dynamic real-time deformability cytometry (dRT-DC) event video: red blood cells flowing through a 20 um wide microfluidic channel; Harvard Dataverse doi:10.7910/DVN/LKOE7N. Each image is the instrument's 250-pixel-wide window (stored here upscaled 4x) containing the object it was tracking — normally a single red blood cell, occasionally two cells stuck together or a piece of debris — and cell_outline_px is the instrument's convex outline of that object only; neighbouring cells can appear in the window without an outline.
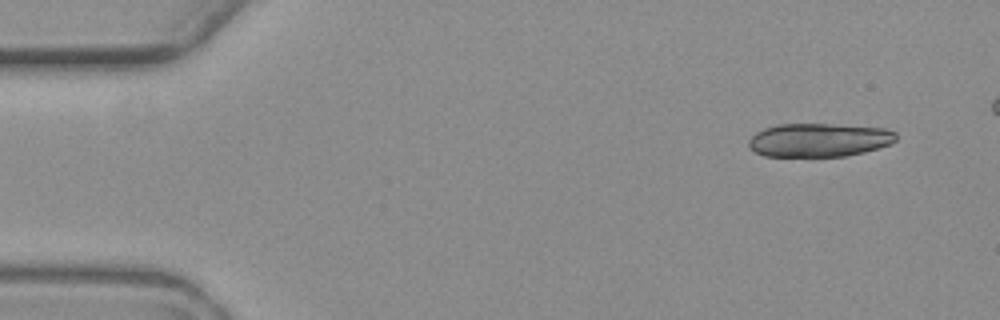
{"species": "common noctule bat (a hibernating species)", "species_latin": "Nyctalus noctula", "temperature_condition": "warm", "stored_images_in_passage": 4, "camera_frame_rate_fps": 3000, "um_per_image_px": 0.085, "animal": {"sex": "female", "body_mass_g": 19.3, "forearm_length_mm": 54.1}, "frame": {"image": 1, "passage_image": 1, "time_ms": 0.0, "image_size_px": [1000, 320], "cell_outline_px": [[896, 140], [892, 144], [864, 152], [844, 156], [764, 156], [748, 148], [748, 140], [756, 132], [764, 128], [776, 124], [828, 124], [884, 128], [896, 132]], "centroid_in_image_um": [69.6, 11.9], "position_along_channel_um": 15.4, "area_um2": 28.9}}